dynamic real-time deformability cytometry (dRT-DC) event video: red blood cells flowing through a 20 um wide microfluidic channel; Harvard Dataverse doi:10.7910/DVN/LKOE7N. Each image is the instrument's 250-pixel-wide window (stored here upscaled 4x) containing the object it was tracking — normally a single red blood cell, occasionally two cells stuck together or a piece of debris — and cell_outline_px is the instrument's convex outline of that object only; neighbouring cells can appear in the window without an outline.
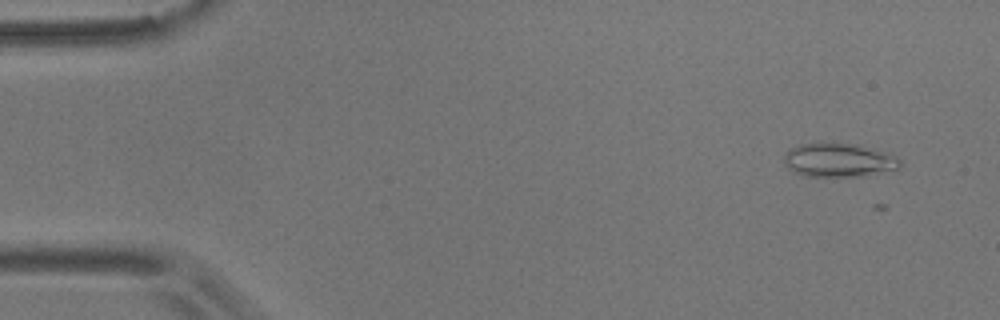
{"species": "common noctule bat (a hibernating species)", "species_latin": "Nyctalus noctula", "temperature_condition": "room temperature", "stored_images_in_passage": 2, "camera_frame_rate_fps": 3000, "um_per_image_px": 0.085, "animal": {"sex": "male", "body_mass_g": 17.9}, "frame": {"image": 1, "passage_image": 1, "time_ms": 0.0, "image_size_px": [1000, 320], "cell_outline_px": [[900, 168], [864, 176], [804, 176], [788, 168], [784, 164], [784, 152], [788, 148], [800, 144], [856, 144], [884, 152], [896, 156], [900, 160]], "centroid_in_image_um": [71.26, 13.62], "position_along_channel_um": 13.7, "area_um2": 22.6}}